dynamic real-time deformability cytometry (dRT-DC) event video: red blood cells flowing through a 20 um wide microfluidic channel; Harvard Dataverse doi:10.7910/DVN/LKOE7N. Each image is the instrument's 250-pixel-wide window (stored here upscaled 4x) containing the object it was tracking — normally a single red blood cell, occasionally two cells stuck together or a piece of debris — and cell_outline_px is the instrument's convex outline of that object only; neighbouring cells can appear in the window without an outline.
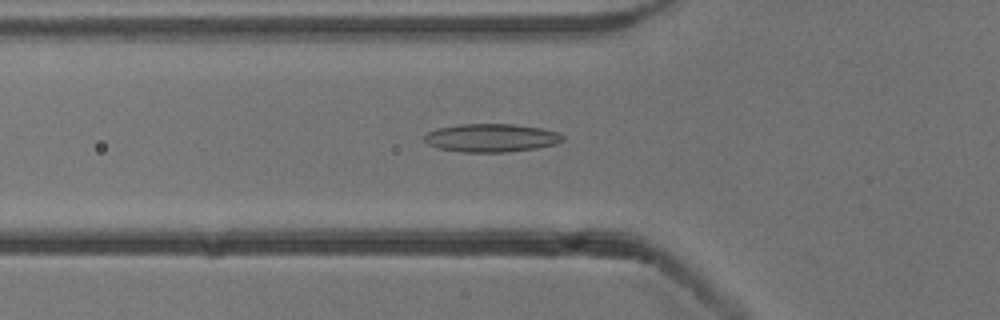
{"species": "common noctule bat (a hibernating species)", "species_latin": "Nyctalus noctula", "temperature_condition": "cold", "stored_images_in_passage": 52, "camera_frame_rate_fps": 3000, "um_per_image_px": 0.085, "animal": {"sex": "male", "body_mass_g": 13.3}, "frame": {"image": 1, "passage_image": 17, "time_ms": 5.333, "image_size_px": [1000, 320], "cell_outline_px": [[564, 140], [556, 144], [536, 148], [508, 152], [464, 152], [436, 148], [428, 144], [424, 140], [424, 136], [428, 132], [436, 128], [460, 124], [512, 124], [540, 128], [556, 132], [564, 136]], "centroid_in_image_um": [41.73, 11.72], "position_along_channel_um": 84.1, "area_um2": 22.77}}
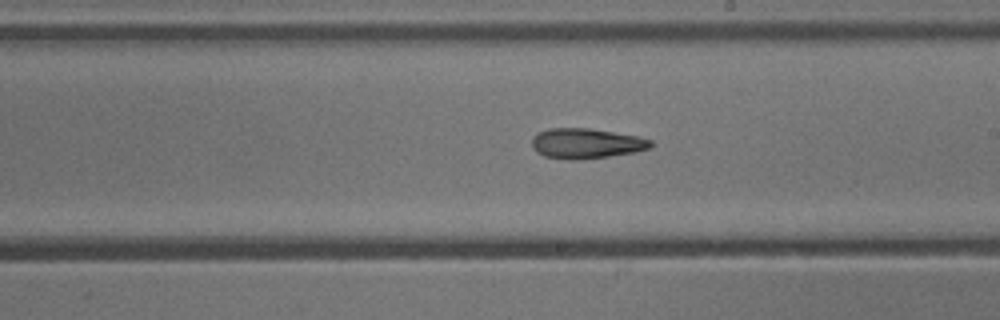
{"frame": {"image": 2, "passage_image": 29, "time_ms": 9.333, "image_size_px": [1000, 320], "cell_outline_px": [[652, 148], [632, 152], [608, 156], [580, 160], [568, 160], [544, 156], [536, 152], [532, 148], [532, 136], [548, 128], [588, 128], [636, 136], [652, 140]], "centroid_in_image_um": [49.78, 12.2], "position_along_channel_um": 239.2, "area_um2": 20.87}}
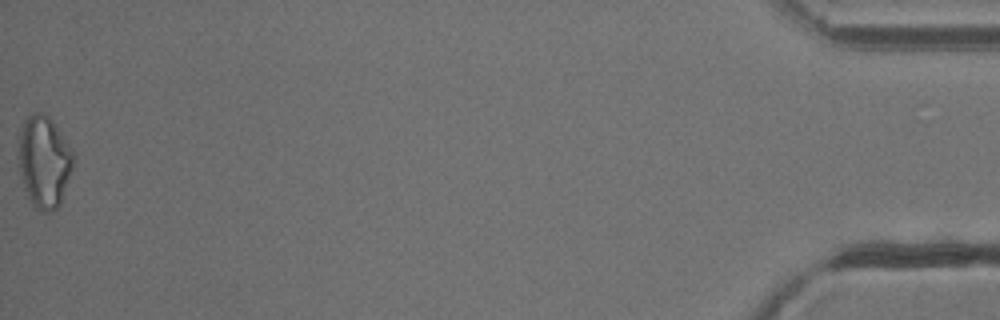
{"frame": {"image": 3, "passage_image": 52, "time_ms": 17.0, "image_size_px": [1000, 320], "cell_outline_px": [[72, 168], [60, 204], [56, 208], [48, 212], [44, 212], [36, 208], [32, 204], [24, 188], [20, 172], [20, 136], [24, 124], [28, 116], [32, 112], [40, 112], [48, 116], [52, 120], [72, 148]], "centroid_in_image_um": [3.77, 13.75], "position_along_channel_um": 431.4, "area_um2": 28.61}, "authors_computed_cell_mechanics": {"area_um2": 21.675, "velocity_mm_per_s": 3.857, "shape_relaxation_time_tau1_ms": null, "shape_relaxation_time_tau2_ms": 6.788, "deformation_change_tau1": null, "deformation_change_tau2": 0.1925}}